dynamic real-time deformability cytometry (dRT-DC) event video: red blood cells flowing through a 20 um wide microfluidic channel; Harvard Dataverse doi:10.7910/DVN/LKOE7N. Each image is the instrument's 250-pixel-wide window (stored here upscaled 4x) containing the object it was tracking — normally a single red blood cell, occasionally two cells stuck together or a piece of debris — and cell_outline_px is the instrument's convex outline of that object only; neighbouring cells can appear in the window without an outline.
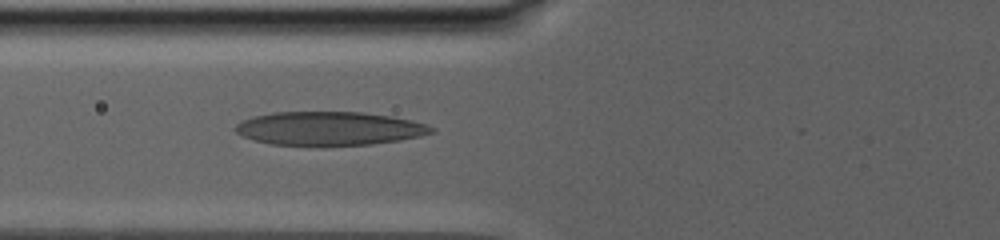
{"species": "human", "species_latin": "Homo sapiens", "temperature_condition": "warm", "stored_images_in_passage": 13, "camera_frame_rate_fps": 3000, "um_per_image_px": 0.085, "donor": {"sex": "male"}, "frame": {"image": 1, "passage_image": 13, "time_ms": 10.333, "image_size_px": [1000, 240], "cell_outline_px": [[436, 132], [420, 136], [400, 140], [372, 144], [324, 148], [272, 144], [252, 140], [236, 132], [236, 124], [252, 116], [272, 112], [364, 112], [392, 116], [412, 120], [428, 124], [436, 128]], "centroid_in_image_um": [28.03, 10.95], "position_along_channel_um": 97.8, "area_um2": 39.59}}